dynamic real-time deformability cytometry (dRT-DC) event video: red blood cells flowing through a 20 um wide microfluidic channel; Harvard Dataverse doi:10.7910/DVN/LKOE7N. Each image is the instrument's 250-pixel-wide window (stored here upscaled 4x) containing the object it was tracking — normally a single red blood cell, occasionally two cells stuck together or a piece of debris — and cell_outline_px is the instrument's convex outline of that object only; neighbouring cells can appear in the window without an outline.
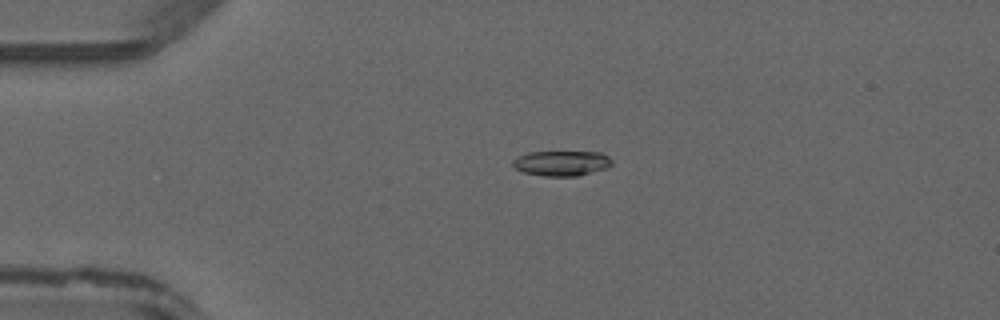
{"species": "common noctule bat (a hibernating species)", "species_latin": "Nyctalus noctula", "temperature_condition": "warm", "stored_images_in_passage": 21, "camera_frame_rate_fps": 3000, "um_per_image_px": 0.085, "animal": {"sex": "male", "forearm_length_mm": 52.5}, "frame": {"image": 1, "passage_image": 11, "time_ms": 3.333, "image_size_px": [1000, 320], "cell_outline_px": [[612, 164], [604, 168], [576, 176], [544, 176], [524, 172], [516, 168], [512, 164], [512, 160], [528, 152], [600, 152], [608, 156], [612, 160]], "centroid_in_image_um": [47.72, 13.86], "position_along_channel_um": 37.3, "area_um2": 14.28}}
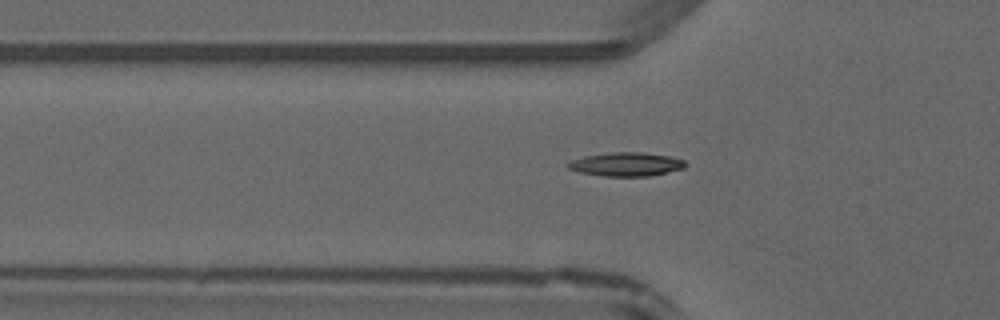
{"frame": {"image": 2, "passage_image": 16, "time_ms": 5.0, "image_size_px": [1000, 320], "cell_outline_px": [[688, 164], [684, 168], [648, 176], [604, 176], [580, 172], [568, 168], [564, 164], [572, 160], [584, 156], [612, 152], [640, 152], [668, 156], [684, 160]], "centroid_in_image_um": [53.2, 13.96], "position_along_channel_um": 72.6, "area_um2": 16.13}}
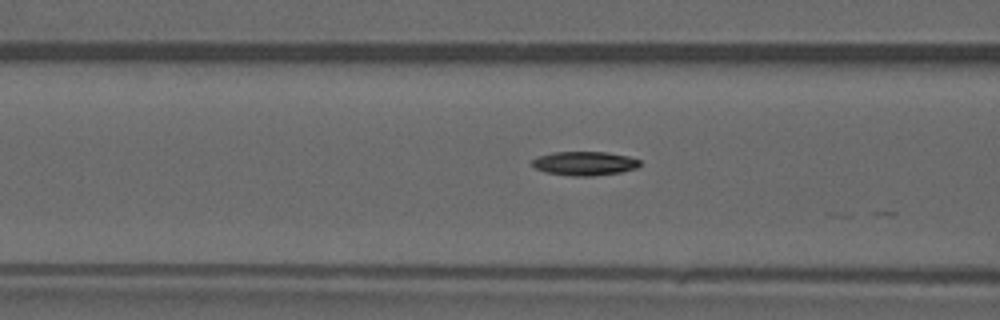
{"frame": {"image": 3, "passage_image": 19, "time_ms": 6.0, "image_size_px": [1000, 320], "cell_outline_px": [[640, 164], [636, 168], [620, 172], [592, 176], [572, 176], [544, 172], [536, 168], [532, 164], [532, 160], [540, 156], [552, 152], [604, 152], [628, 156], [640, 160]], "centroid_in_image_um": [49.68, 13.89], "position_along_channel_um": 116.9, "area_um2": 14.91}}